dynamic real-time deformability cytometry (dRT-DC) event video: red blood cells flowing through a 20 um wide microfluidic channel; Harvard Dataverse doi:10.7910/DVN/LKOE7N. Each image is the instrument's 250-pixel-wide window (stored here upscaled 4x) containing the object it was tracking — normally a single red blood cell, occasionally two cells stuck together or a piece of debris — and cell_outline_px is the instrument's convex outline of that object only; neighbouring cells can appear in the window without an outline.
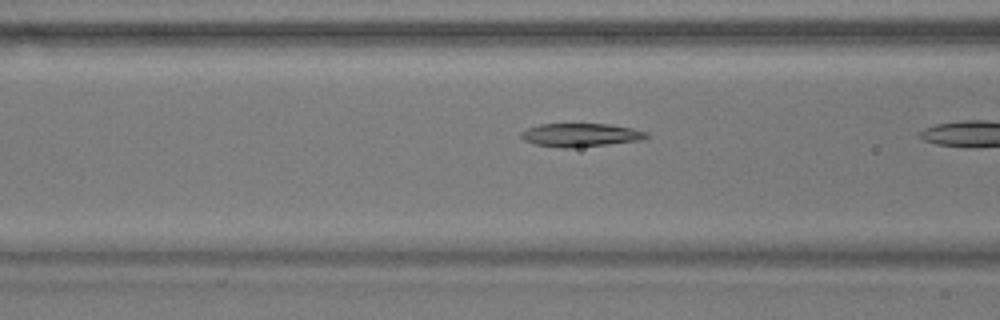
{"species": "common noctule bat (a hibernating species)", "species_latin": "Nyctalus noctula", "temperature_condition": "warm", "stored_images_in_passage": 9, "camera_frame_rate_fps": 3000, "um_per_image_px": 0.085, "animal": {"sex": "male", "body_mass_g": 17.9}, "frame": {"image": 1, "passage_image": 7, "time_ms": 2.0, "image_size_px": [1000, 320], "cell_outline_px": [[648, 136], [640, 140], [608, 144], [572, 148], [560, 148], [536, 144], [524, 140], [520, 136], [520, 132], [528, 128], [540, 124], [612, 124], [632, 128], [648, 132]], "centroid_in_image_um": [49.34, 11.47], "position_along_channel_um": 117.3, "area_um2": 17.05}}